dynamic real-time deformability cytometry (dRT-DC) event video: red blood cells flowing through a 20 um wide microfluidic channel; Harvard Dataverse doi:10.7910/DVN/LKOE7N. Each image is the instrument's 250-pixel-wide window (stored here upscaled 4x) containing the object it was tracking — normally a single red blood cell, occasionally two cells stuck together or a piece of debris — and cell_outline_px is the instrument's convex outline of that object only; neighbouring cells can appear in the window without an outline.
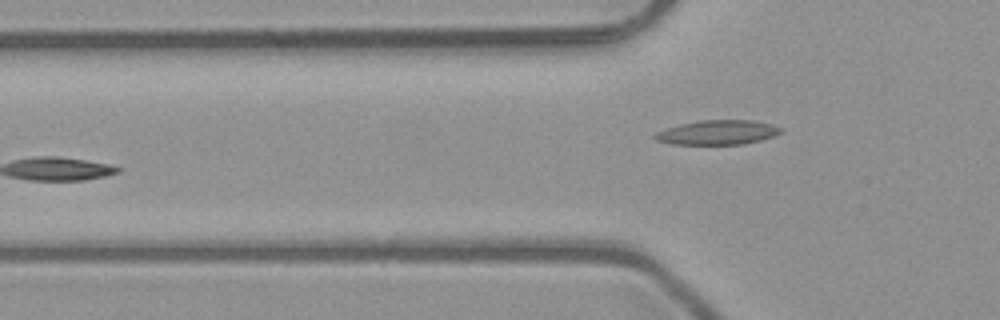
{"species": "common noctule bat (a hibernating species)", "species_latin": "Nyctalus noctula", "temperature_condition": "room temperature", "stored_images_in_passage": 6, "camera_frame_rate_fps": 3000, "um_per_image_px": 0.085, "animal": {"sex": "male", "body_mass_g": 23.1, "forearm_length_mm": 52.7}, "frame": {"image": 1, "passage_image": 6, "time_ms": 1.667, "image_size_px": [1000, 320], "cell_outline_px": [[780, 132], [772, 136], [760, 140], [744, 144], [672, 144], [656, 140], [652, 136], [656, 132], [680, 124], [700, 120], [752, 120], [772, 124], [780, 128]], "centroid_in_image_um": [60.96, 11.25], "position_along_channel_um": 64.8, "area_um2": 17.74}}